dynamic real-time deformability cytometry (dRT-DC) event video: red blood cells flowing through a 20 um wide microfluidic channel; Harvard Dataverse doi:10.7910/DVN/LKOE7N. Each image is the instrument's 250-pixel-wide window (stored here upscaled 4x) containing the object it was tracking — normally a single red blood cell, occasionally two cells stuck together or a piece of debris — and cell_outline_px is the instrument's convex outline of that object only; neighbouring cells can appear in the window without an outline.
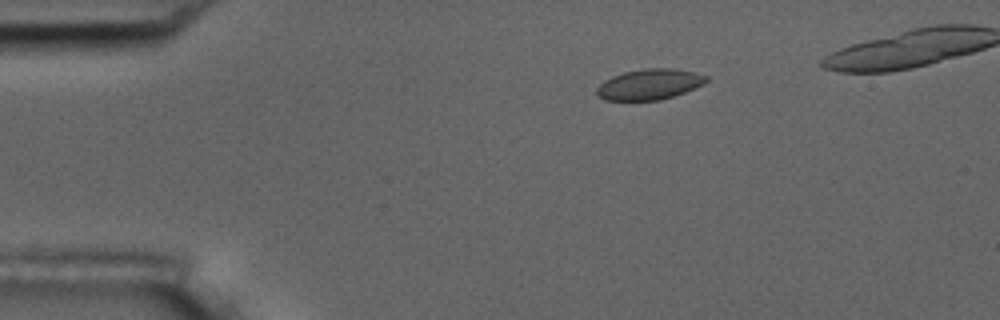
{"species": "common noctule bat (a hibernating species)", "species_latin": "Nyctalus noctula", "temperature_condition": "room temperature", "stored_images_in_passage": 4, "camera_frame_rate_fps": 3000, "um_per_image_px": 0.085, "animal": {"sex": "male", "body_mass_g": 17.5, "forearm_length_mm": 52.3}, "frame": {"image": 1, "passage_image": 2, "time_ms": 0.333, "image_size_px": [1000, 320], "cell_outline_px": [[708, 80], [704, 84], [684, 92], [660, 100], [604, 100], [596, 92], [596, 88], [604, 80], [612, 76], [624, 72], [644, 68], [676, 68], [696, 72], [708, 76]], "centroid_in_image_um": [55.22, 7.15], "position_along_channel_um": 29.8, "area_um2": 19.59}}